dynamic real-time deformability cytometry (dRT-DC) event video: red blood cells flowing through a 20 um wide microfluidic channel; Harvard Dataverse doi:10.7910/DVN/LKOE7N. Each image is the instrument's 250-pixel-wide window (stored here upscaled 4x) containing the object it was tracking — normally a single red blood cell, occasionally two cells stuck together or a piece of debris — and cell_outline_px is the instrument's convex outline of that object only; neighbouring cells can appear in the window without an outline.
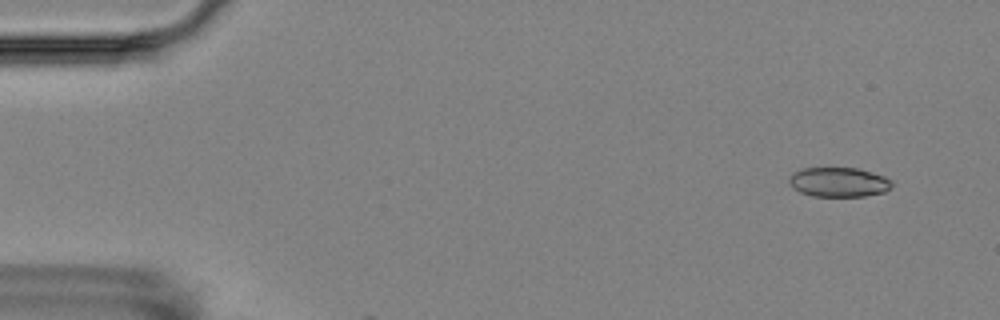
{"species": "Egyptian fruit bat (a non-hibernating species)", "species_latin": "Rousettus aegyptiacus", "temperature_condition": "room temperature", "stored_images_in_passage": 3, "camera_frame_rate_fps": 3000, "um_per_image_px": 0.085, "animal": {"sex": "female"}, "frame": {"image": 1, "passage_image": 2, "time_ms": 1.0, "image_size_px": [1000, 320], "cell_outline_px": [[892, 188], [884, 192], [864, 196], [812, 196], [800, 192], [792, 188], [788, 184], [788, 176], [792, 172], [804, 168], [856, 168], [872, 172], [884, 176], [892, 180]], "centroid_in_image_um": [71.26, 15.48], "position_along_channel_um": 13.7, "area_um2": 17.92}}